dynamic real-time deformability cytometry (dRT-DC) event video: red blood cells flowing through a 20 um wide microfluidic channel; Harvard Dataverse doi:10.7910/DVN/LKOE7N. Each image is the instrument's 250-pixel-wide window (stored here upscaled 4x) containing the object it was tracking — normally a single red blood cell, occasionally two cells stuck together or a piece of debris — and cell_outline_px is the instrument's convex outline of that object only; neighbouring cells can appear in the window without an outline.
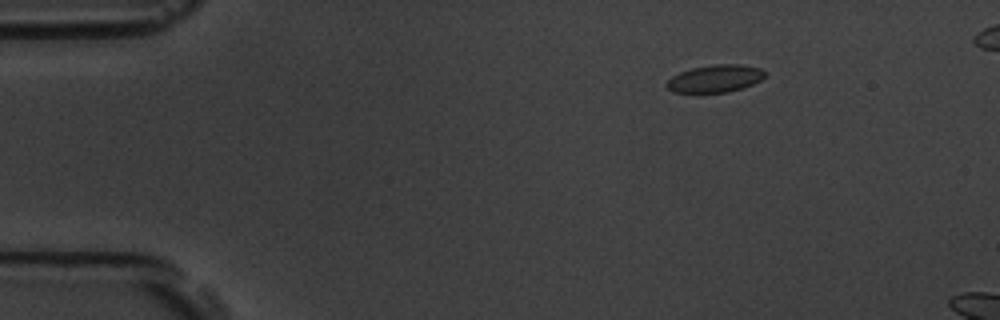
{"species": "common noctule bat (a hibernating species)", "species_latin": "Nyctalus noctula", "temperature_condition": "room temperature", "stored_images_in_passage": 5, "camera_frame_rate_fps": 3000, "um_per_image_px": 0.085, "animal": {"sex": "male", "body_mass_g": 19.5, "forearm_length_mm": 54.6}, "frame": {"image": 1, "passage_image": 3, "time_ms": 0.667, "image_size_px": [1000, 320], "cell_outline_px": [[764, 76], [760, 80], [744, 88], [728, 92], [672, 92], [664, 84], [672, 76], [680, 72], [692, 68], [712, 64], [740, 64], [760, 68], [764, 72]], "centroid_in_image_um": [60.77, 6.67], "position_along_channel_um": 24.2, "area_um2": 15.66}}